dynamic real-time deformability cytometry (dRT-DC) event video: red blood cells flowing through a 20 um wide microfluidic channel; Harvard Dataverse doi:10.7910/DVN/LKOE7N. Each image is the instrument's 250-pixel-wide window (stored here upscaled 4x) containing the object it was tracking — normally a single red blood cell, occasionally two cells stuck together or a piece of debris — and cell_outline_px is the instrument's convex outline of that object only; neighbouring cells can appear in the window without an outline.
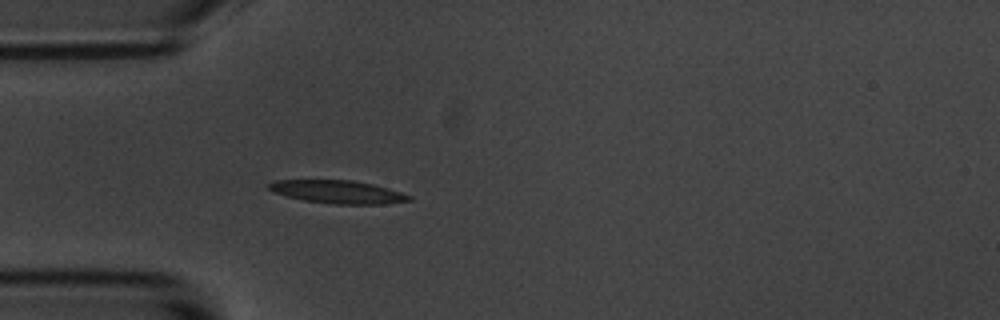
{"species": "common noctule bat (a hibernating species)", "species_latin": "Nyctalus noctula", "temperature_condition": "room temperature", "stored_images_in_passage": 4, "camera_frame_rate_fps": 3000, "um_per_image_px": 0.085, "animal": {"sex": "male", "body_mass_g": 20.1, "forearm_length_mm": 53.5}, "frame": {"image": 1, "passage_image": 4, "time_ms": 3.333, "image_size_px": [1000, 320], "cell_outline_px": [[412, 200], [384, 204], [332, 204], [304, 200], [272, 192], [268, 188], [268, 184], [276, 180], [352, 180], [372, 184], [388, 188], [412, 196]], "centroid_in_image_um": [28.72, 16.31], "position_along_channel_um": 56.3, "area_um2": 18.73}}